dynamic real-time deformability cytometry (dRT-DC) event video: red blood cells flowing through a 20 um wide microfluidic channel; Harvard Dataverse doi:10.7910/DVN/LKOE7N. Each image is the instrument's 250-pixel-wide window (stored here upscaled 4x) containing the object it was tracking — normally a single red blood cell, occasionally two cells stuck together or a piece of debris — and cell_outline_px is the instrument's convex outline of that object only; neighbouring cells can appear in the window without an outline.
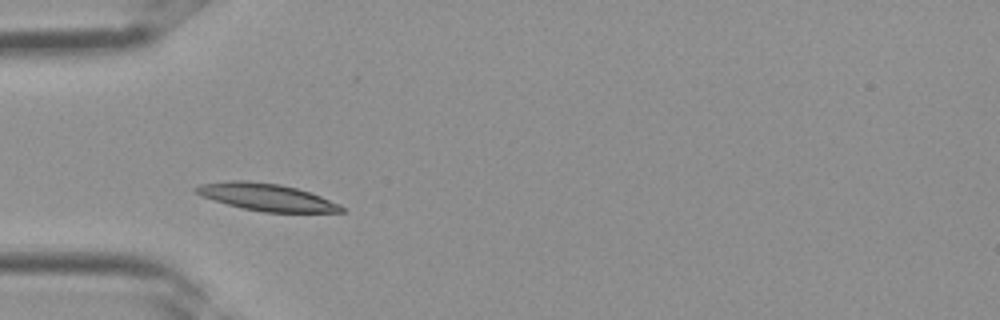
{"species": "Egyptian fruit bat (a non-hibernating species)", "species_latin": "Rousettus aegyptiacus", "temperature_condition": "room temperature", "stored_images_in_passage": 1, "camera_frame_rate_fps": 3000, "um_per_image_px": 0.085, "frame": {"image": 1, "passage_image": 1, "time_ms": 0.0, "image_size_px": [1000, 320], "cell_outline_px": [[348, 212], [264, 212], [240, 208], [200, 196], [192, 188], [200, 184], [228, 180], [244, 180], [280, 184], [296, 188], [320, 196], [340, 204]], "centroid_in_image_um": [22.62, 16.75], "position_along_channel_um": 62.4, "area_um2": 23.12}}